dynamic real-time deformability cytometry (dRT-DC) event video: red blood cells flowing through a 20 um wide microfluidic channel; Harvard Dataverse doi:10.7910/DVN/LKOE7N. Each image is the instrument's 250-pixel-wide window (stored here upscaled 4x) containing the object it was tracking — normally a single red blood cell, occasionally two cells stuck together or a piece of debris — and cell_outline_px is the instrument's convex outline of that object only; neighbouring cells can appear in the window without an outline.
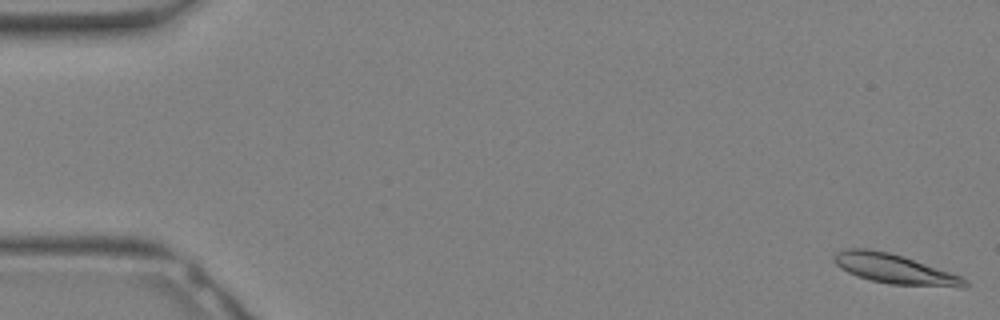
{"species": "Egyptian fruit bat (a non-hibernating species)", "species_latin": "Rousettus aegyptiacus", "temperature_condition": "warm", "stored_images_in_passage": 11, "camera_frame_rate_fps": 3000, "um_per_image_px": 0.085, "animal": {"sex": "female"}, "frame": {"image": 1, "passage_image": 1, "time_ms": 0.0, "image_size_px": [1000, 320], "cell_outline_px": [[972, 284], [964, 288], [960, 288], [888, 284], [856, 276], [840, 268], [832, 260], [832, 256], [836, 252], [844, 248], [868, 248], [888, 252], [904, 256], [960, 276], [968, 280]], "centroid_in_image_um": [76.05, 22.87], "position_along_channel_um": 8.9, "area_um2": 22.95}}